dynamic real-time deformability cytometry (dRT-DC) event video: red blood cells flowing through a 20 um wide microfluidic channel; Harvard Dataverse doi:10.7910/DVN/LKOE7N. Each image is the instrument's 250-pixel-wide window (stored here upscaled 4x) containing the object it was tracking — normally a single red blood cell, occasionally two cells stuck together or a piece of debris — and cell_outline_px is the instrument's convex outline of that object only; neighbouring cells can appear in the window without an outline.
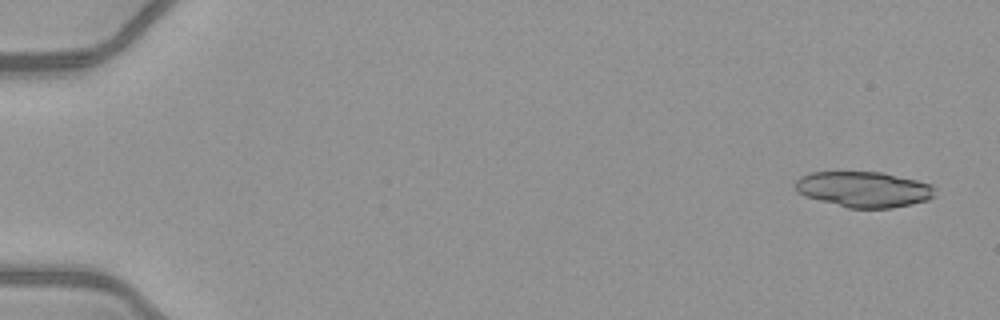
{"species": "common noctule bat (a hibernating species)", "species_latin": "Nyctalus noctula", "temperature_condition": "warm", "stored_images_in_passage": 40, "segment_of_instrument_passage": [1, 2], "camera_frame_rate_fps": 3000, "um_per_image_px": 0.085, "animal": {"sex": "female", "body_mass_g": 21.9}, "frame": {"image": 1, "passage_image": 3, "time_ms": 0.667, "image_size_px": [1000, 320], "cell_outline_px": [[936, 196], [928, 200], [912, 204], [892, 208], [848, 208], [804, 196], [796, 188], [796, 180], [800, 176], [812, 172], [884, 172], [932, 184], [936, 188]], "centroid_in_image_um": [73.48, 16.09], "position_along_channel_um": 11.5, "area_um2": 29.19}}
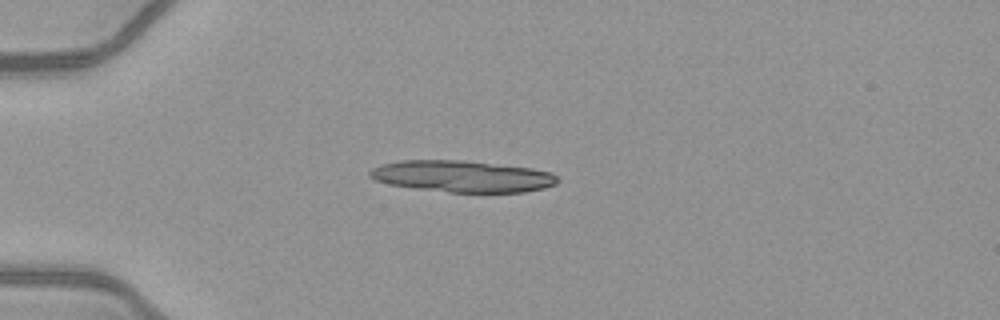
{"frame": {"image": 2, "passage_image": 15, "time_ms": 4.667, "image_size_px": [1000, 320], "cell_outline_px": [[560, 180], [556, 184], [544, 188], [524, 192], [448, 192], [416, 188], [388, 184], [376, 180], [368, 176], [368, 172], [372, 168], [380, 164], [400, 160], [460, 160], [532, 168], [552, 172]], "centroid_in_image_um": [39.28, 14.98], "position_along_channel_um": 45.7, "area_um2": 34.56}}